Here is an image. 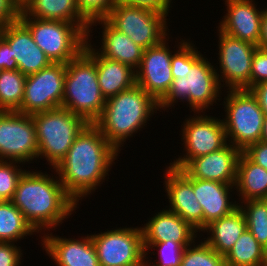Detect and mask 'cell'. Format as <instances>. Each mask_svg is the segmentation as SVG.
Segmentation results:
<instances>
[{
	"label": "cell",
	"mask_w": 267,
	"mask_h": 266,
	"mask_svg": "<svg viewBox=\"0 0 267 266\" xmlns=\"http://www.w3.org/2000/svg\"><path fill=\"white\" fill-rule=\"evenodd\" d=\"M118 154L99 128L88 123L53 170L64 190L78 204L101 187Z\"/></svg>",
	"instance_id": "obj_1"
},
{
	"label": "cell",
	"mask_w": 267,
	"mask_h": 266,
	"mask_svg": "<svg viewBox=\"0 0 267 266\" xmlns=\"http://www.w3.org/2000/svg\"><path fill=\"white\" fill-rule=\"evenodd\" d=\"M55 178L26 169L11 200L37 233L55 230L73 214L75 208H79V204L64 190L58 176Z\"/></svg>",
	"instance_id": "obj_2"
},
{
	"label": "cell",
	"mask_w": 267,
	"mask_h": 266,
	"mask_svg": "<svg viewBox=\"0 0 267 266\" xmlns=\"http://www.w3.org/2000/svg\"><path fill=\"white\" fill-rule=\"evenodd\" d=\"M159 110L158 102L137 84L106 99L102 115L94 122L120 153L124 142L141 130Z\"/></svg>",
	"instance_id": "obj_3"
},
{
	"label": "cell",
	"mask_w": 267,
	"mask_h": 266,
	"mask_svg": "<svg viewBox=\"0 0 267 266\" xmlns=\"http://www.w3.org/2000/svg\"><path fill=\"white\" fill-rule=\"evenodd\" d=\"M87 38L84 50L65 64L62 107L94 123L101 115L106 99L103 96L96 69V50Z\"/></svg>",
	"instance_id": "obj_4"
},
{
	"label": "cell",
	"mask_w": 267,
	"mask_h": 266,
	"mask_svg": "<svg viewBox=\"0 0 267 266\" xmlns=\"http://www.w3.org/2000/svg\"><path fill=\"white\" fill-rule=\"evenodd\" d=\"M31 116L36 129L38 159L45 158L50 168L54 169L88 122L63 107Z\"/></svg>",
	"instance_id": "obj_5"
},
{
	"label": "cell",
	"mask_w": 267,
	"mask_h": 266,
	"mask_svg": "<svg viewBox=\"0 0 267 266\" xmlns=\"http://www.w3.org/2000/svg\"><path fill=\"white\" fill-rule=\"evenodd\" d=\"M214 66L202 55L192 65L186 77L172 81L169 91L158 102V108L168 110L167 108L181 100L179 102L187 101L194 113H204L216 100H220L222 93Z\"/></svg>",
	"instance_id": "obj_6"
},
{
	"label": "cell",
	"mask_w": 267,
	"mask_h": 266,
	"mask_svg": "<svg viewBox=\"0 0 267 266\" xmlns=\"http://www.w3.org/2000/svg\"><path fill=\"white\" fill-rule=\"evenodd\" d=\"M19 19L29 28L35 43L52 63L66 64L85 48L90 25L28 16H20Z\"/></svg>",
	"instance_id": "obj_7"
},
{
	"label": "cell",
	"mask_w": 267,
	"mask_h": 266,
	"mask_svg": "<svg viewBox=\"0 0 267 266\" xmlns=\"http://www.w3.org/2000/svg\"><path fill=\"white\" fill-rule=\"evenodd\" d=\"M224 97V123L228 143L244 151L261 140L265 114L250 90L229 89Z\"/></svg>",
	"instance_id": "obj_8"
},
{
	"label": "cell",
	"mask_w": 267,
	"mask_h": 266,
	"mask_svg": "<svg viewBox=\"0 0 267 266\" xmlns=\"http://www.w3.org/2000/svg\"><path fill=\"white\" fill-rule=\"evenodd\" d=\"M106 20L119 32L144 50L159 44L168 36L167 18L152 10L117 2Z\"/></svg>",
	"instance_id": "obj_9"
},
{
	"label": "cell",
	"mask_w": 267,
	"mask_h": 266,
	"mask_svg": "<svg viewBox=\"0 0 267 266\" xmlns=\"http://www.w3.org/2000/svg\"><path fill=\"white\" fill-rule=\"evenodd\" d=\"M100 266H144L142 229L125 227L90 234Z\"/></svg>",
	"instance_id": "obj_10"
},
{
	"label": "cell",
	"mask_w": 267,
	"mask_h": 266,
	"mask_svg": "<svg viewBox=\"0 0 267 266\" xmlns=\"http://www.w3.org/2000/svg\"><path fill=\"white\" fill-rule=\"evenodd\" d=\"M196 114L185 119L182 124L181 140L183 139L186 153L169 163L175 169H182L190 160L210 154L228 144L222 119L210 115L208 117L205 113Z\"/></svg>",
	"instance_id": "obj_11"
},
{
	"label": "cell",
	"mask_w": 267,
	"mask_h": 266,
	"mask_svg": "<svg viewBox=\"0 0 267 266\" xmlns=\"http://www.w3.org/2000/svg\"><path fill=\"white\" fill-rule=\"evenodd\" d=\"M38 158L36 129L31 115L0 111V161L23 164Z\"/></svg>",
	"instance_id": "obj_12"
},
{
	"label": "cell",
	"mask_w": 267,
	"mask_h": 266,
	"mask_svg": "<svg viewBox=\"0 0 267 266\" xmlns=\"http://www.w3.org/2000/svg\"><path fill=\"white\" fill-rule=\"evenodd\" d=\"M65 76L64 63H51L39 72L28 75L24 97L17 112L32 115L62 107Z\"/></svg>",
	"instance_id": "obj_13"
},
{
	"label": "cell",
	"mask_w": 267,
	"mask_h": 266,
	"mask_svg": "<svg viewBox=\"0 0 267 266\" xmlns=\"http://www.w3.org/2000/svg\"><path fill=\"white\" fill-rule=\"evenodd\" d=\"M217 31L219 33V53L217 54L219 55L220 74L218 68L215 70L221 87H228L227 90H249L253 55L258 46L234 38L219 29Z\"/></svg>",
	"instance_id": "obj_14"
},
{
	"label": "cell",
	"mask_w": 267,
	"mask_h": 266,
	"mask_svg": "<svg viewBox=\"0 0 267 266\" xmlns=\"http://www.w3.org/2000/svg\"><path fill=\"white\" fill-rule=\"evenodd\" d=\"M167 37L143 51L141 64L136 70V84L157 102L166 95L174 80L171 69L173 51L170 50Z\"/></svg>",
	"instance_id": "obj_15"
},
{
	"label": "cell",
	"mask_w": 267,
	"mask_h": 266,
	"mask_svg": "<svg viewBox=\"0 0 267 266\" xmlns=\"http://www.w3.org/2000/svg\"><path fill=\"white\" fill-rule=\"evenodd\" d=\"M163 179L169 201L168 210L179 215L200 233L203 230V209L193 191V178L169 165Z\"/></svg>",
	"instance_id": "obj_16"
},
{
	"label": "cell",
	"mask_w": 267,
	"mask_h": 266,
	"mask_svg": "<svg viewBox=\"0 0 267 266\" xmlns=\"http://www.w3.org/2000/svg\"><path fill=\"white\" fill-rule=\"evenodd\" d=\"M242 151L228 143L210 154L190 160L182 169L189 178L235 184L237 164Z\"/></svg>",
	"instance_id": "obj_17"
},
{
	"label": "cell",
	"mask_w": 267,
	"mask_h": 266,
	"mask_svg": "<svg viewBox=\"0 0 267 266\" xmlns=\"http://www.w3.org/2000/svg\"><path fill=\"white\" fill-rule=\"evenodd\" d=\"M0 36L9 44L22 74L28 76L37 73L52 63L37 46L29 28L20 19L3 26Z\"/></svg>",
	"instance_id": "obj_18"
},
{
	"label": "cell",
	"mask_w": 267,
	"mask_h": 266,
	"mask_svg": "<svg viewBox=\"0 0 267 266\" xmlns=\"http://www.w3.org/2000/svg\"><path fill=\"white\" fill-rule=\"evenodd\" d=\"M225 6L227 13L220 21L218 29L258 46L264 9H256L254 0H225Z\"/></svg>",
	"instance_id": "obj_19"
},
{
	"label": "cell",
	"mask_w": 267,
	"mask_h": 266,
	"mask_svg": "<svg viewBox=\"0 0 267 266\" xmlns=\"http://www.w3.org/2000/svg\"><path fill=\"white\" fill-rule=\"evenodd\" d=\"M41 239L42 248L57 266H100L91 235L76 240L47 232Z\"/></svg>",
	"instance_id": "obj_20"
},
{
	"label": "cell",
	"mask_w": 267,
	"mask_h": 266,
	"mask_svg": "<svg viewBox=\"0 0 267 266\" xmlns=\"http://www.w3.org/2000/svg\"><path fill=\"white\" fill-rule=\"evenodd\" d=\"M148 220L142 229L143 242H165L172 240L184 248L197 238V230L179 215L168 209L160 210Z\"/></svg>",
	"instance_id": "obj_21"
},
{
	"label": "cell",
	"mask_w": 267,
	"mask_h": 266,
	"mask_svg": "<svg viewBox=\"0 0 267 266\" xmlns=\"http://www.w3.org/2000/svg\"><path fill=\"white\" fill-rule=\"evenodd\" d=\"M234 189L235 184L193 178V191L203 209V229L238 208V201H230Z\"/></svg>",
	"instance_id": "obj_22"
},
{
	"label": "cell",
	"mask_w": 267,
	"mask_h": 266,
	"mask_svg": "<svg viewBox=\"0 0 267 266\" xmlns=\"http://www.w3.org/2000/svg\"><path fill=\"white\" fill-rule=\"evenodd\" d=\"M99 23L103 27L101 46L95 50L107 59L119 61L123 64L131 66L137 70L141 64L144 49L135 44L129 36L115 29L106 19H100L90 24V29L87 34V38L92 35V26H97Z\"/></svg>",
	"instance_id": "obj_23"
},
{
	"label": "cell",
	"mask_w": 267,
	"mask_h": 266,
	"mask_svg": "<svg viewBox=\"0 0 267 266\" xmlns=\"http://www.w3.org/2000/svg\"><path fill=\"white\" fill-rule=\"evenodd\" d=\"M246 229L245 217L238 207L231 214L212 221L201 232L211 234L203 238L204 241L218 254L225 257Z\"/></svg>",
	"instance_id": "obj_24"
},
{
	"label": "cell",
	"mask_w": 267,
	"mask_h": 266,
	"mask_svg": "<svg viewBox=\"0 0 267 266\" xmlns=\"http://www.w3.org/2000/svg\"><path fill=\"white\" fill-rule=\"evenodd\" d=\"M97 79L100 90L108 99L136 85V70L131 66L102 57L96 51Z\"/></svg>",
	"instance_id": "obj_25"
},
{
	"label": "cell",
	"mask_w": 267,
	"mask_h": 266,
	"mask_svg": "<svg viewBox=\"0 0 267 266\" xmlns=\"http://www.w3.org/2000/svg\"><path fill=\"white\" fill-rule=\"evenodd\" d=\"M235 188L239 203L267 199V170L252 162L243 152L237 164Z\"/></svg>",
	"instance_id": "obj_26"
},
{
	"label": "cell",
	"mask_w": 267,
	"mask_h": 266,
	"mask_svg": "<svg viewBox=\"0 0 267 266\" xmlns=\"http://www.w3.org/2000/svg\"><path fill=\"white\" fill-rule=\"evenodd\" d=\"M20 16L90 25L81 15L77 0H30Z\"/></svg>",
	"instance_id": "obj_27"
},
{
	"label": "cell",
	"mask_w": 267,
	"mask_h": 266,
	"mask_svg": "<svg viewBox=\"0 0 267 266\" xmlns=\"http://www.w3.org/2000/svg\"><path fill=\"white\" fill-rule=\"evenodd\" d=\"M224 260L225 266H267V250L246 229Z\"/></svg>",
	"instance_id": "obj_28"
},
{
	"label": "cell",
	"mask_w": 267,
	"mask_h": 266,
	"mask_svg": "<svg viewBox=\"0 0 267 266\" xmlns=\"http://www.w3.org/2000/svg\"><path fill=\"white\" fill-rule=\"evenodd\" d=\"M36 231L11 200L0 201V242L17 243Z\"/></svg>",
	"instance_id": "obj_29"
},
{
	"label": "cell",
	"mask_w": 267,
	"mask_h": 266,
	"mask_svg": "<svg viewBox=\"0 0 267 266\" xmlns=\"http://www.w3.org/2000/svg\"><path fill=\"white\" fill-rule=\"evenodd\" d=\"M26 77L19 70L0 71V111H17L21 107Z\"/></svg>",
	"instance_id": "obj_30"
},
{
	"label": "cell",
	"mask_w": 267,
	"mask_h": 266,
	"mask_svg": "<svg viewBox=\"0 0 267 266\" xmlns=\"http://www.w3.org/2000/svg\"><path fill=\"white\" fill-rule=\"evenodd\" d=\"M238 207L243 212L247 229L267 250V199L247 200L238 203Z\"/></svg>",
	"instance_id": "obj_31"
},
{
	"label": "cell",
	"mask_w": 267,
	"mask_h": 266,
	"mask_svg": "<svg viewBox=\"0 0 267 266\" xmlns=\"http://www.w3.org/2000/svg\"><path fill=\"white\" fill-rule=\"evenodd\" d=\"M193 241L185 247L180 266H225L224 256L218 254L205 241Z\"/></svg>",
	"instance_id": "obj_32"
},
{
	"label": "cell",
	"mask_w": 267,
	"mask_h": 266,
	"mask_svg": "<svg viewBox=\"0 0 267 266\" xmlns=\"http://www.w3.org/2000/svg\"><path fill=\"white\" fill-rule=\"evenodd\" d=\"M145 250V264L144 266H180L182 256L184 253V247L177 242L167 240L165 242H143ZM158 249L159 260L156 263L150 262V259L146 256L150 250ZM150 249V250H149ZM148 259V260H146Z\"/></svg>",
	"instance_id": "obj_33"
},
{
	"label": "cell",
	"mask_w": 267,
	"mask_h": 266,
	"mask_svg": "<svg viewBox=\"0 0 267 266\" xmlns=\"http://www.w3.org/2000/svg\"><path fill=\"white\" fill-rule=\"evenodd\" d=\"M189 41L182 39L176 47L178 49L173 52L171 58L173 79L186 77L192 65L202 56V53Z\"/></svg>",
	"instance_id": "obj_34"
},
{
	"label": "cell",
	"mask_w": 267,
	"mask_h": 266,
	"mask_svg": "<svg viewBox=\"0 0 267 266\" xmlns=\"http://www.w3.org/2000/svg\"><path fill=\"white\" fill-rule=\"evenodd\" d=\"M17 161H0V201L12 200L17 184L26 171Z\"/></svg>",
	"instance_id": "obj_35"
},
{
	"label": "cell",
	"mask_w": 267,
	"mask_h": 266,
	"mask_svg": "<svg viewBox=\"0 0 267 266\" xmlns=\"http://www.w3.org/2000/svg\"><path fill=\"white\" fill-rule=\"evenodd\" d=\"M118 0H77L80 15L91 24L106 19Z\"/></svg>",
	"instance_id": "obj_36"
},
{
	"label": "cell",
	"mask_w": 267,
	"mask_h": 266,
	"mask_svg": "<svg viewBox=\"0 0 267 266\" xmlns=\"http://www.w3.org/2000/svg\"><path fill=\"white\" fill-rule=\"evenodd\" d=\"M267 81V50L257 48L253 55L250 88Z\"/></svg>",
	"instance_id": "obj_37"
},
{
	"label": "cell",
	"mask_w": 267,
	"mask_h": 266,
	"mask_svg": "<svg viewBox=\"0 0 267 266\" xmlns=\"http://www.w3.org/2000/svg\"><path fill=\"white\" fill-rule=\"evenodd\" d=\"M119 2L131 6L152 10L159 14L168 16L172 0H118Z\"/></svg>",
	"instance_id": "obj_38"
},
{
	"label": "cell",
	"mask_w": 267,
	"mask_h": 266,
	"mask_svg": "<svg viewBox=\"0 0 267 266\" xmlns=\"http://www.w3.org/2000/svg\"><path fill=\"white\" fill-rule=\"evenodd\" d=\"M21 247L14 243L0 242V266H19L22 258Z\"/></svg>",
	"instance_id": "obj_39"
},
{
	"label": "cell",
	"mask_w": 267,
	"mask_h": 266,
	"mask_svg": "<svg viewBox=\"0 0 267 266\" xmlns=\"http://www.w3.org/2000/svg\"><path fill=\"white\" fill-rule=\"evenodd\" d=\"M252 162L267 170V143L259 141L242 151Z\"/></svg>",
	"instance_id": "obj_40"
},
{
	"label": "cell",
	"mask_w": 267,
	"mask_h": 266,
	"mask_svg": "<svg viewBox=\"0 0 267 266\" xmlns=\"http://www.w3.org/2000/svg\"><path fill=\"white\" fill-rule=\"evenodd\" d=\"M21 10L13 0H0V25L17 21L20 18Z\"/></svg>",
	"instance_id": "obj_41"
},
{
	"label": "cell",
	"mask_w": 267,
	"mask_h": 266,
	"mask_svg": "<svg viewBox=\"0 0 267 266\" xmlns=\"http://www.w3.org/2000/svg\"><path fill=\"white\" fill-rule=\"evenodd\" d=\"M0 69L18 70V64L12 56L9 44L0 36Z\"/></svg>",
	"instance_id": "obj_42"
},
{
	"label": "cell",
	"mask_w": 267,
	"mask_h": 266,
	"mask_svg": "<svg viewBox=\"0 0 267 266\" xmlns=\"http://www.w3.org/2000/svg\"><path fill=\"white\" fill-rule=\"evenodd\" d=\"M249 90L256 97L264 114L267 115V81L258 83Z\"/></svg>",
	"instance_id": "obj_43"
},
{
	"label": "cell",
	"mask_w": 267,
	"mask_h": 266,
	"mask_svg": "<svg viewBox=\"0 0 267 266\" xmlns=\"http://www.w3.org/2000/svg\"><path fill=\"white\" fill-rule=\"evenodd\" d=\"M258 48L267 50V8H264L261 21V35L259 39Z\"/></svg>",
	"instance_id": "obj_44"
},
{
	"label": "cell",
	"mask_w": 267,
	"mask_h": 266,
	"mask_svg": "<svg viewBox=\"0 0 267 266\" xmlns=\"http://www.w3.org/2000/svg\"><path fill=\"white\" fill-rule=\"evenodd\" d=\"M260 141L267 143V115H265V118H264L263 130H262V135H261Z\"/></svg>",
	"instance_id": "obj_45"
},
{
	"label": "cell",
	"mask_w": 267,
	"mask_h": 266,
	"mask_svg": "<svg viewBox=\"0 0 267 266\" xmlns=\"http://www.w3.org/2000/svg\"><path fill=\"white\" fill-rule=\"evenodd\" d=\"M30 0H13V2L22 10Z\"/></svg>",
	"instance_id": "obj_46"
}]
</instances>
